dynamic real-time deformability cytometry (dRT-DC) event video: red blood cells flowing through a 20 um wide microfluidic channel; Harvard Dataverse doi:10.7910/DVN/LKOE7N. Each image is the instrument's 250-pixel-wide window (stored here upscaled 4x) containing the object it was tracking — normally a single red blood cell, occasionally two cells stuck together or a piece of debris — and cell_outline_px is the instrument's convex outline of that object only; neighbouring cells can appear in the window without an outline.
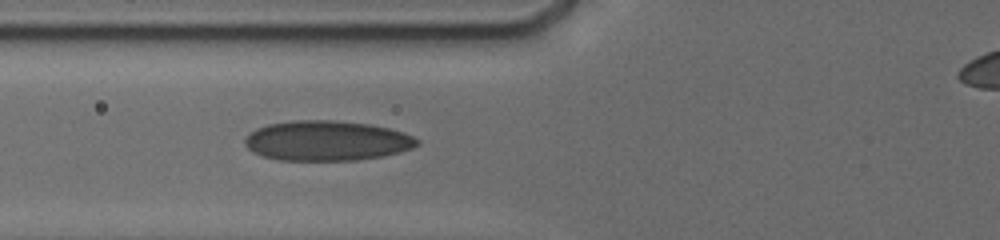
{"species": "human", "species_latin": "Homo sapiens", "temperature_condition": "cold", "stored_images_in_passage": 5, "camera_frame_rate_fps": 3000, "um_per_image_px": 0.085, "donor": {"sex": "male"}, "frame": {"image": 1, "passage_image": 5, "time_ms": 3.667, "image_size_px": [1000, 240], "cell_outline_px": [[420, 144], [412, 148], [400, 152], [384, 156], [356, 160], [280, 160], [264, 156], [252, 152], [244, 144], [244, 140], [256, 128], [268, 124], [292, 120], [332, 120], [368, 124], [388, 128], [404, 132], [420, 140]], "centroid_in_image_um": [27.8, 11.96], "position_along_channel_um": 98.0, "area_um2": 40.17}}